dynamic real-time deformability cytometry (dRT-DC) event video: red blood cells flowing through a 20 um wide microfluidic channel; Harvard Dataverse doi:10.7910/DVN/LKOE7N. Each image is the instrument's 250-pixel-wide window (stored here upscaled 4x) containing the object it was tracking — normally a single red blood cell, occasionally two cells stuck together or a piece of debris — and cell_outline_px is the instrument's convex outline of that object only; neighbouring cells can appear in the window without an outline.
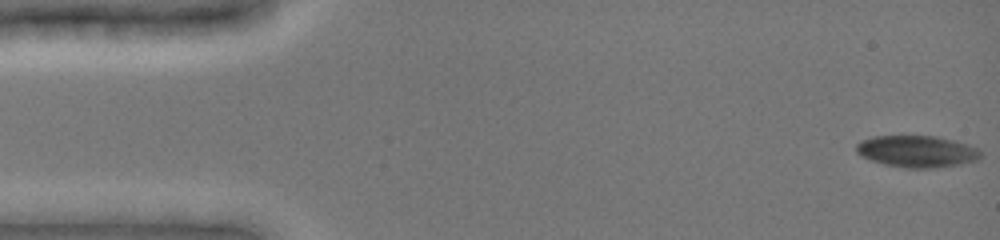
{"species": "common noctule bat (a hibernating species)", "species_latin": "Nyctalus noctula", "temperature_condition": "cold", "stored_images_in_passage": 48, "camera_frame_rate_fps": 3000, "um_per_image_px": 0.085, "animal": {"sex": "female", "body_mass_g": 19.0, "forearm_length_mm": 51.5}, "frame": {"image": 1, "passage_image": 1, "time_ms": 0.0, "image_size_px": [1000, 240], "cell_outline_px": [[984, 156], [976, 160], [960, 164], [936, 168], [904, 168], [884, 164], [860, 156], [856, 152], [856, 144], [860, 140], [872, 136], [936, 136], [968, 144], [976, 148]], "centroid_in_image_um": [77.92, 12.87], "position_along_channel_um": 7.1, "area_um2": 23.12}}
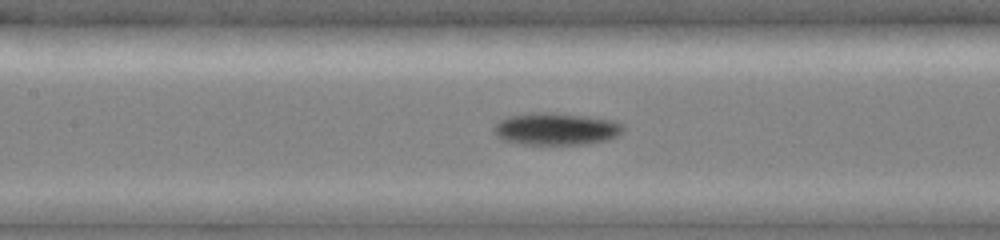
{"frame": {"image": 2, "passage_image": 22, "time_ms": 7.0, "image_size_px": [1000, 240], "cell_outline_px": [[624, 128], [616, 136], [608, 140], [584, 144], [520, 144], [500, 140], [492, 132], [492, 128], [500, 120], [508, 116], [528, 112], [552, 112], [616, 120], [624, 124]], "centroid_in_image_um": [47.22, 10.95], "position_along_channel_um": 160.2, "area_um2": 24.62}}
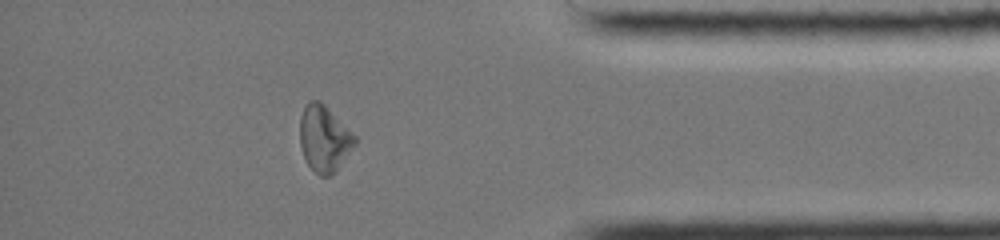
{"frame": {"image": 3, "passage_image": 42, "time_ms": 13.667, "image_size_px": [1000, 240], "cell_outline_px": [[356, 144], [332, 176], [320, 176], [308, 164], [304, 156], [300, 144], [300, 116], [304, 104], [308, 100], [320, 100], [356, 136]], "centroid_in_image_um": [27.55, 11.76], "position_along_channel_um": 407.7, "area_um2": 21.21}, "authors_computed_cell_mechanics": {"area_um2": 22.7732, "velocity_mm_per_s": 3.9438, "shape_relaxation_time_tau1_ms": 8.0592, "shape_relaxation_time_tau2_ms": null, "deformation_change_tau1": 0.1873, "deformation_change_tau2": null}}